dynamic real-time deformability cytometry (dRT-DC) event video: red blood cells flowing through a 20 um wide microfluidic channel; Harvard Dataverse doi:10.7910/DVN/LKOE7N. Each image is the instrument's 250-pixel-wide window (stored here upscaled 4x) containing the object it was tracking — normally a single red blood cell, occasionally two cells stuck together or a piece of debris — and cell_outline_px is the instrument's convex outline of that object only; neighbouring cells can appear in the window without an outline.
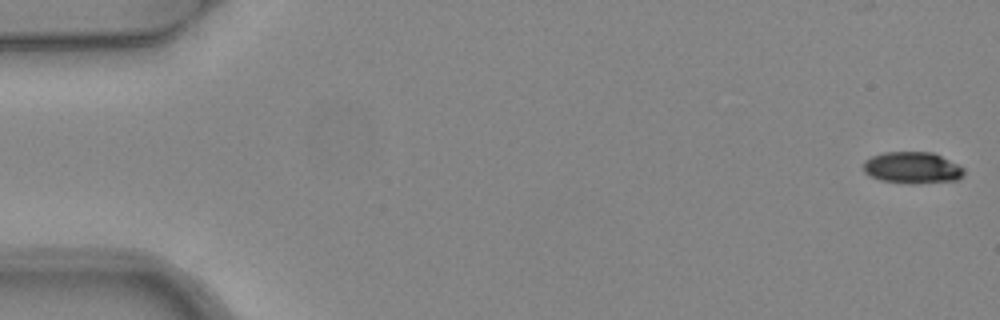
{"species": "common noctule bat (a hibernating species)", "species_latin": "Nyctalus noctula", "temperature_condition": "warm", "stored_images_in_passage": 5, "camera_frame_rate_fps": 3000, "um_per_image_px": 0.085, "animal": {"sex": "female", "body_mass_g": 24.6, "forearm_length_mm": 56.2}, "frame": {"image": 1, "passage_image": 1, "time_ms": 0.0, "image_size_px": [1000, 320], "cell_outline_px": [[964, 176], [960, 180], [916, 184], [908, 184], [880, 180], [864, 172], [864, 160], [872, 156], [884, 152], [932, 152], [964, 168]], "centroid_in_image_um": [77.56, 14.27], "position_along_channel_um": 7.4, "area_um2": 18.61}}
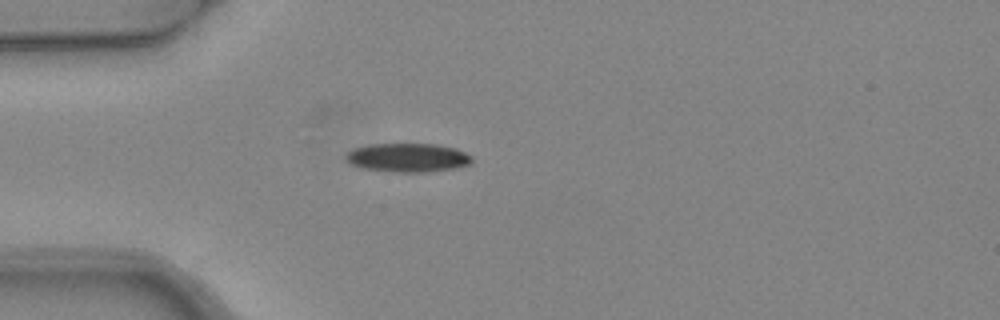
{"frame": {"image": 2, "passage_image": 5, "time_ms": 1.333, "image_size_px": [1000, 320], "cell_outline_px": [[472, 160], [468, 164], [452, 168], [424, 172], [392, 172], [364, 168], [352, 164], [344, 160], [344, 156], [352, 148], [368, 144], [436, 144], [456, 148], [472, 156]], "centroid_in_image_um": [34.6, 13.38], "position_along_channel_um": 50.4, "area_um2": 21.1}}